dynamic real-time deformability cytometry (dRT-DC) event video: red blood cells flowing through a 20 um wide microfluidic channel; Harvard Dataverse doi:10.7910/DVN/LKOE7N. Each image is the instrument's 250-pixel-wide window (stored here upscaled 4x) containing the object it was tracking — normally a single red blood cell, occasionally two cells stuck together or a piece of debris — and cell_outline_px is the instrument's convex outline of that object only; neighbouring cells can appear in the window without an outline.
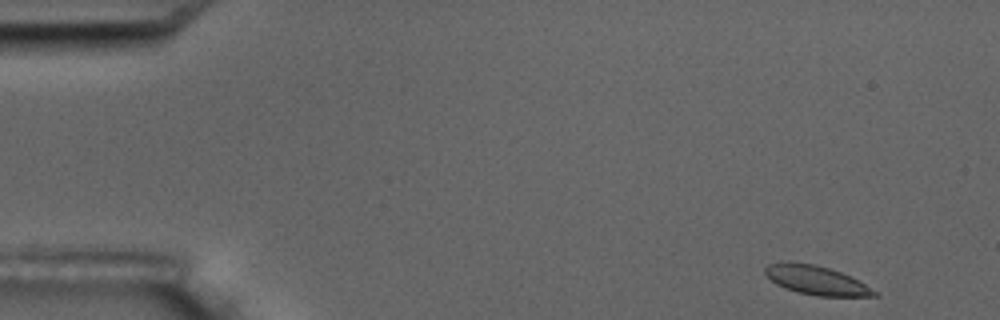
{"species": "common noctule bat (a hibernating species)", "species_latin": "Nyctalus noctula", "temperature_condition": "room temperature", "stored_images_in_passage": 10, "camera_frame_rate_fps": 3000, "um_per_image_px": 0.085, "animal": {"sex": "male", "body_mass_g": 17.5, "forearm_length_mm": 52.3}, "frame": {"image": 1, "passage_image": 1, "time_ms": 0.0, "image_size_px": [1000, 320], "cell_outline_px": [[880, 296], [816, 296], [784, 288], [776, 284], [764, 272], [764, 268], [768, 264], [788, 260], [816, 264], [840, 272], [880, 292]], "centroid_in_image_um": [69.36, 23.8], "position_along_channel_um": 15.6, "area_um2": 18.5}}
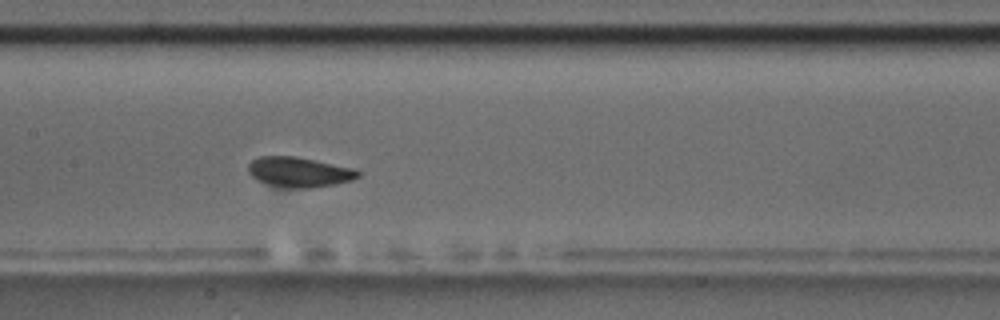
{"frame": {"image": 2, "passage_image": 8, "time_ms": 8.0, "image_size_px": [1000, 320], "cell_outline_px": [[360, 176], [352, 180], [312, 188], [288, 188], [268, 184], [252, 176], [248, 172], [248, 164], [252, 160], [260, 156], [296, 156], [356, 168], [360, 172]], "centroid_in_image_um": [25.45, 14.61], "position_along_channel_um": 181.9, "area_um2": 19.25}}
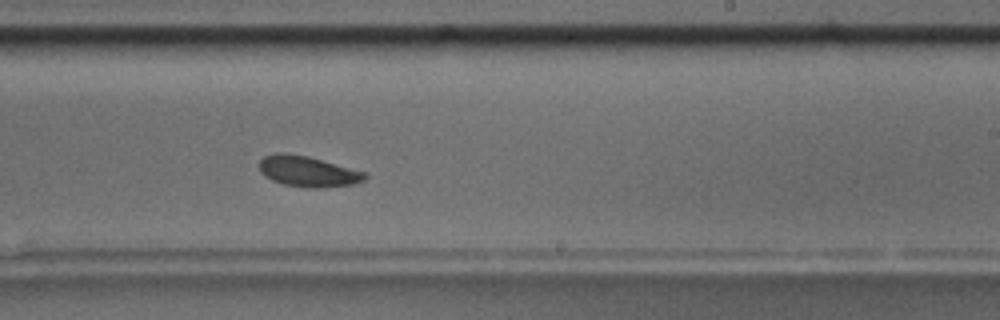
{"frame": {"image": 3, "passage_image": 10, "time_ms": 10.333, "image_size_px": [1000, 320], "cell_outline_px": [[368, 176], [364, 180], [352, 184], [320, 188], [308, 188], [284, 184], [272, 180], [264, 176], [260, 172], [260, 160], [264, 156], [276, 152], [284, 152], [308, 156], [368, 172]], "centroid_in_image_um": [26.18, 14.56], "position_along_channel_um": 262.8, "area_um2": 19.07}}